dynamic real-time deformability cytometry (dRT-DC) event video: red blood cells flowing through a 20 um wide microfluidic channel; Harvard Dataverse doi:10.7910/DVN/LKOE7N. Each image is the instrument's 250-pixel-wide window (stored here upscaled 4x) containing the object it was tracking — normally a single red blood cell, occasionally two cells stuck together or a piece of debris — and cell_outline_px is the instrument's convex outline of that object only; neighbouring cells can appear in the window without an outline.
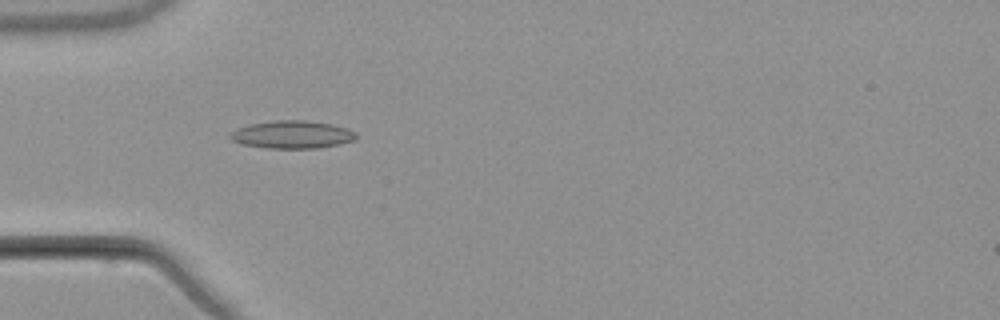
{"species": "common noctule bat (a hibernating species)", "species_latin": "Nyctalus noctula", "temperature_condition": "warm", "stored_images_in_passage": 8, "camera_frame_rate_fps": 3000, "um_per_image_px": 0.085, "animal": {"sex": "male", "body_mass_g": 21.5, "forearm_length_mm": 52.0}, "frame": {"image": 1, "passage_image": 5, "time_ms": 4.667, "image_size_px": [1000, 320], "cell_outline_px": [[356, 140], [340, 144], [316, 148], [268, 148], [244, 144], [232, 140], [228, 136], [236, 128], [252, 124], [276, 120], [304, 120], [332, 124], [348, 128], [356, 132]], "centroid_in_image_um": [24.87, 11.43], "position_along_channel_um": 60.1, "area_um2": 20.29}}
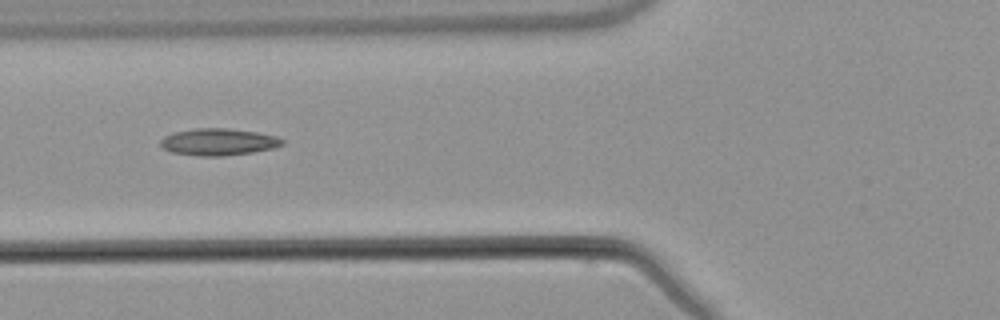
{"frame": {"image": 2, "passage_image": 6, "time_ms": 6.0, "image_size_px": [1000, 320], "cell_outline_px": [[284, 144], [272, 148], [252, 152], [224, 156], [200, 156], [172, 152], [164, 148], [160, 144], [160, 140], [164, 136], [172, 132], [196, 128], [228, 128], [256, 132], [276, 136], [284, 140]], "centroid_in_image_um": [18.55, 12.06], "position_along_channel_um": 107.3, "area_um2": 19.07}}
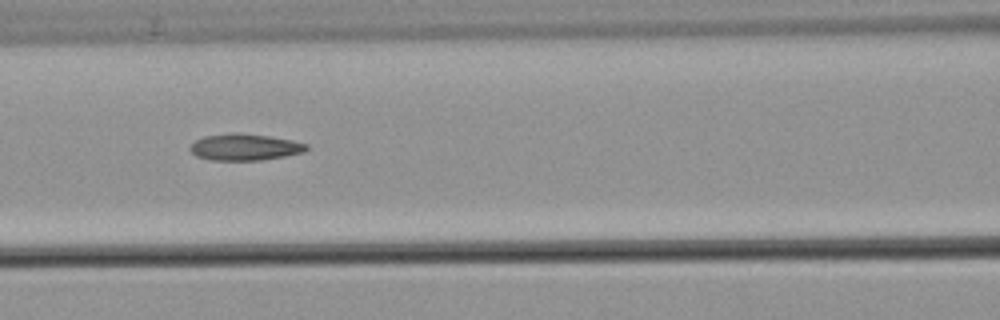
{"frame": {"image": 3, "passage_image": 7, "time_ms": 7.0, "image_size_px": [1000, 320], "cell_outline_px": [[308, 148], [304, 152], [284, 156], [260, 160], [212, 160], [196, 156], [188, 148], [196, 140], [204, 136], [232, 132], [236, 132], [268, 136], [292, 140], [308, 144]], "centroid_in_image_um": [20.8, 12.5], "position_along_channel_um": 145.8, "area_um2": 17.98}}